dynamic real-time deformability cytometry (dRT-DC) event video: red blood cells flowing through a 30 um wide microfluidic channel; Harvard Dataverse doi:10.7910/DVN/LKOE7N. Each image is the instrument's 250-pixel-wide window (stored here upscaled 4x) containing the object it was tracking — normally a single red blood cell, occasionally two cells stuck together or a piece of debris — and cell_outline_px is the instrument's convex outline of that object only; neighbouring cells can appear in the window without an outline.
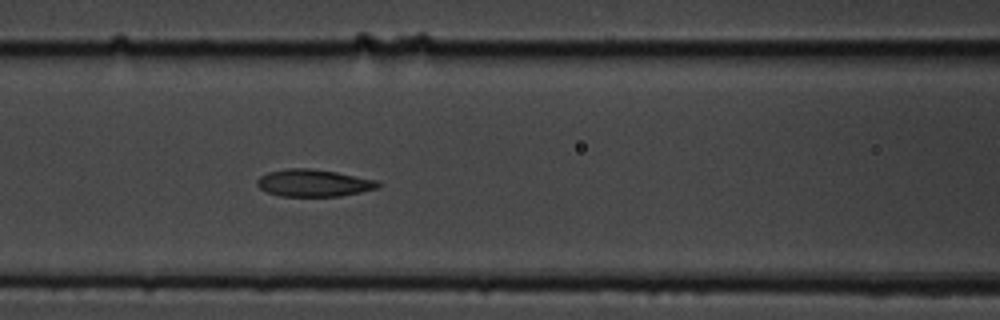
{"species": "common noctule bat (a hibernating species)", "species_latin": "Nyctalus noctula", "temperature_condition": "cold", "stored_images_in_passage": 5, "camera_frame_rate_fps": 3000, "um_per_image_px": 0.085, "animal": {"sex": "male", "body_mass_g": 19.5, "forearm_length_mm": 54.6}, "frame": {"image": 1, "passage_image": 5, "time_ms": 4.333, "image_size_px": [1000, 320], "cell_outline_px": [[380, 188], [340, 196], [280, 196], [264, 192], [256, 184], [256, 180], [260, 176], [268, 172], [288, 168], [308, 168], [336, 172], [376, 180], [380, 184]], "centroid_in_image_um": [26.62, 15.56], "position_along_channel_um": 140.0, "area_um2": 19.19}}